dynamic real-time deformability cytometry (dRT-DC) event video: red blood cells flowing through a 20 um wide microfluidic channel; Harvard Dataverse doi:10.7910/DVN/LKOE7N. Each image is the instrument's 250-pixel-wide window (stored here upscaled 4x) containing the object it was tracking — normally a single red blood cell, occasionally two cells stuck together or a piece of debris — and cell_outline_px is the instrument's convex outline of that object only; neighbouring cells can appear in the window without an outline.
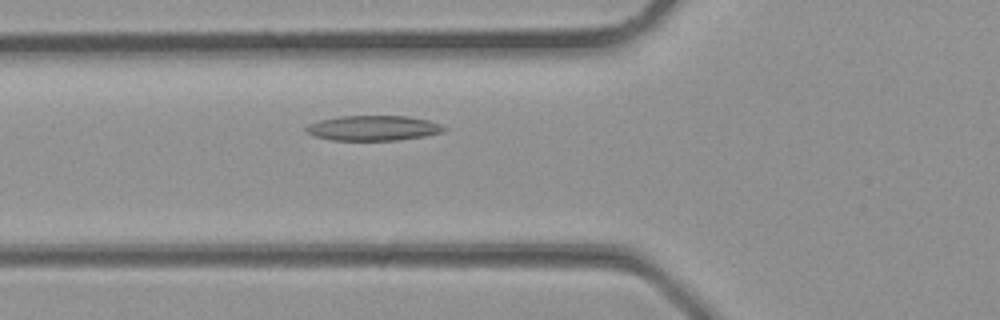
{"species": "common noctule bat (a hibernating species)", "species_latin": "Nyctalus noctula", "temperature_condition": "room temperature", "stored_images_in_passage": 28, "camera_frame_rate_fps": 3000, "um_per_image_px": 0.085, "animal": {"sex": "male", "body_mass_g": 23.1, "forearm_length_mm": 52.7}, "frame": {"image": 1, "passage_image": 6, "time_ms": 1.667, "image_size_px": [1000, 320], "cell_outline_px": [[448, 128], [444, 132], [424, 136], [400, 140], [332, 140], [316, 136], [308, 132], [304, 128], [308, 124], [320, 120], [340, 116], [408, 116], [428, 120], [440, 124]], "centroid_in_image_um": [31.77, 10.88], "position_along_channel_um": 94.0, "area_um2": 20.11}}
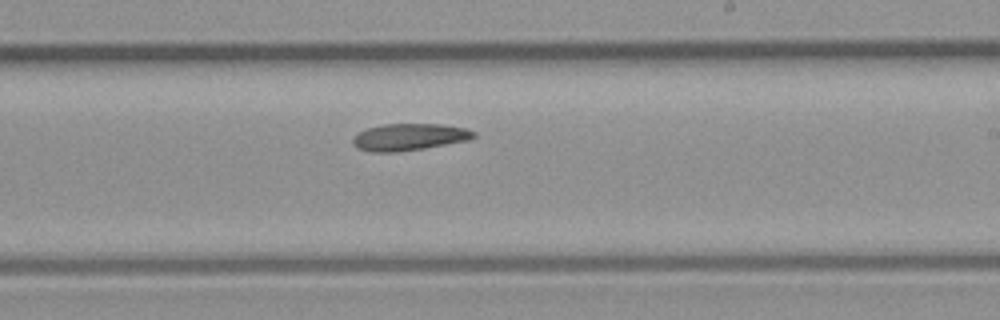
{"frame": {"image": 2, "passage_image": 14, "time_ms": 4.333, "image_size_px": [1000, 320], "cell_outline_px": [[476, 136], [468, 140], [424, 148], [396, 152], [372, 152], [356, 148], [352, 144], [352, 140], [360, 132], [368, 128], [384, 124], [440, 124], [468, 128], [476, 132]], "centroid_in_image_um": [34.8, 11.64], "position_along_channel_um": 254.2, "area_um2": 18.9}}
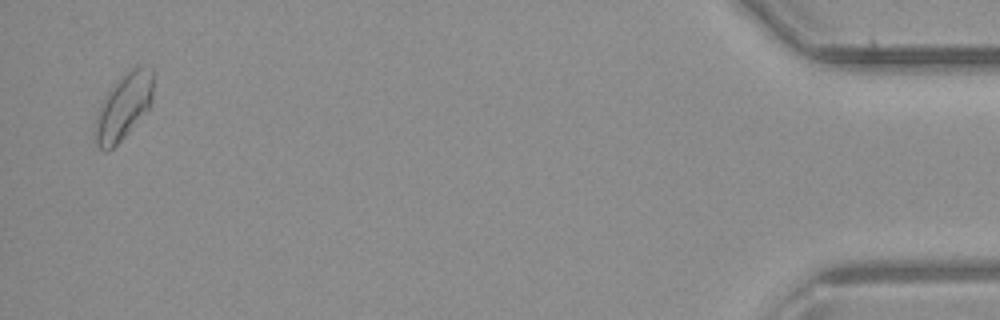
{"frame": {"image": 3, "passage_image": 27, "time_ms": 8.667, "image_size_px": [1000, 320], "cell_outline_px": [[152, 100], [148, 108], [124, 136], [108, 152], [104, 152], [96, 144], [96, 120], [100, 108], [108, 92], [120, 76], [136, 64], [152, 64]], "centroid_in_image_um": [10.54, 8.98], "position_along_channel_um": 424.7, "area_um2": 21.91}}